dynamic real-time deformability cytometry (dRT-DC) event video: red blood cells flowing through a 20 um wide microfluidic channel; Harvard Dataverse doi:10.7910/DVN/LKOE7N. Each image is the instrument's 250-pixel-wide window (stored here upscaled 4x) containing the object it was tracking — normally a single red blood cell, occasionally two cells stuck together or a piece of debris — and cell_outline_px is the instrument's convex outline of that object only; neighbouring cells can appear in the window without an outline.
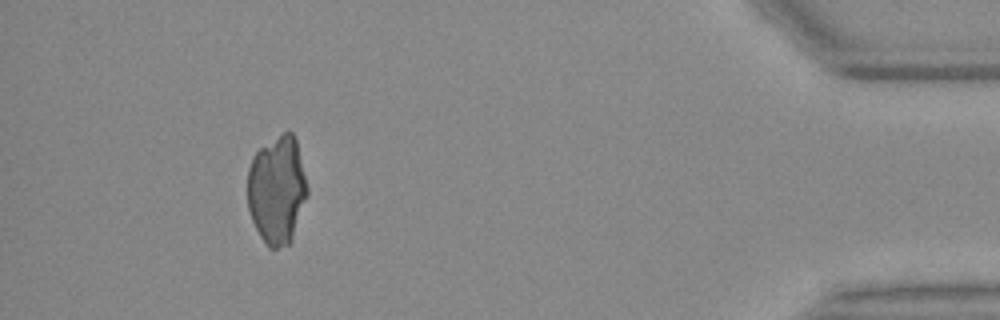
{"species": "Egyptian fruit bat (a non-hibernating species)", "species_latin": "Rousettus aegyptiacus", "temperature_condition": "warm", "stored_images_in_passage": 39, "camera_frame_rate_fps": 3000, "um_per_image_px": 0.085, "animal": {"sex": "female"}, "frame": {"image": 1, "passage_image": 35, "time_ms": 11.333, "image_size_px": [1000, 320], "cell_outline_px": [[308, 196], [292, 240], [288, 244], [276, 248], [268, 248], [260, 236], [252, 220], [248, 208], [248, 168], [252, 156], [260, 148], [284, 132], [292, 132], [296, 140], [308, 188]], "centroid_in_image_um": [23.55, 16.17], "position_along_channel_um": 411.7, "area_um2": 37.69}}